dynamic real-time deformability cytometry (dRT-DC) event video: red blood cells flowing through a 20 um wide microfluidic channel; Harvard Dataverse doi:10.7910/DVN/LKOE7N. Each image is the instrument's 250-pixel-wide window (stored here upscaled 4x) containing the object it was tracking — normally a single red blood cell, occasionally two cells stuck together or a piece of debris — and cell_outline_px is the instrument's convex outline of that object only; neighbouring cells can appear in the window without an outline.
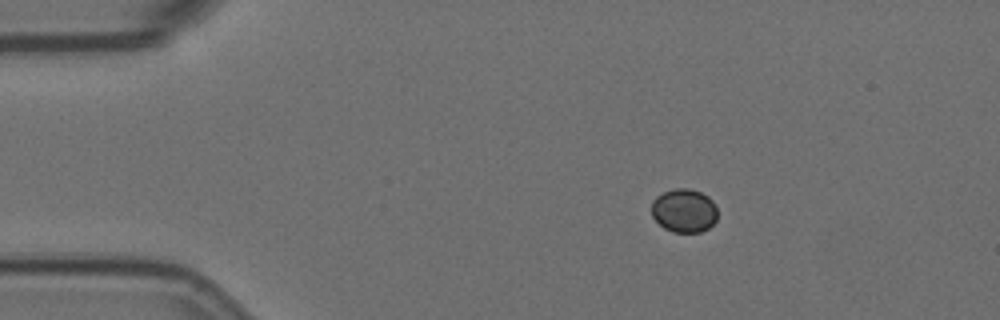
{"species": "Egyptian fruit bat (a non-hibernating species)", "species_latin": "Rousettus aegyptiacus", "temperature_condition": "room temperature", "stored_images_in_passage": 14, "camera_frame_rate_fps": 3000, "um_per_image_px": 0.085, "animal": {"sex": "female"}, "frame": {"image": 1, "passage_image": 2, "time_ms": 0.333, "image_size_px": [1000, 320], "cell_outline_px": [[716, 220], [708, 228], [700, 232], [672, 232], [664, 228], [652, 216], [652, 200], [656, 196], [664, 192], [676, 188], [688, 188], [700, 192], [708, 196], [716, 204]], "centroid_in_image_um": [58.14, 17.9], "position_along_channel_um": 26.9, "area_um2": 16.76}}
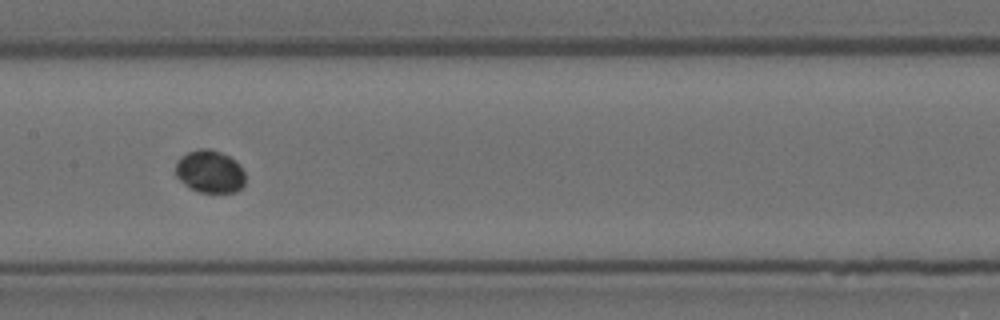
{"frame": {"image": 2, "passage_image": 7, "time_ms": 2.0, "image_size_px": [1000, 320], "cell_outline_px": [[244, 184], [236, 192], [200, 192], [188, 188], [176, 176], [176, 164], [180, 156], [188, 152], [200, 148], [212, 148], [236, 160], [240, 164], [244, 172]], "centroid_in_image_um": [17.83, 14.57], "position_along_channel_um": 189.6, "area_um2": 17.46}}
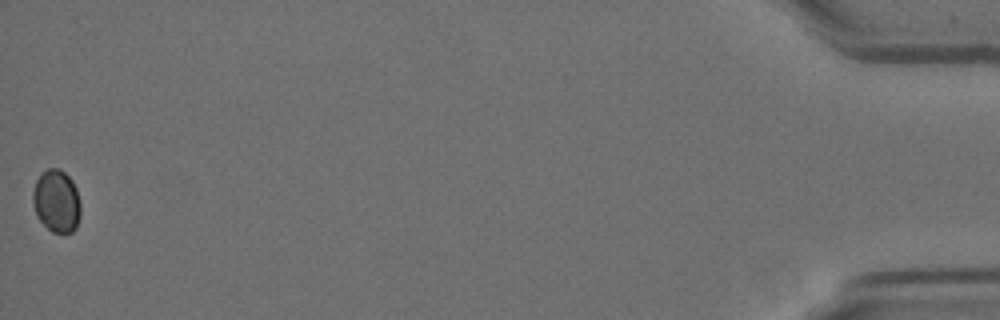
{"frame": {"image": 3, "passage_image": 14, "time_ms": 4.333, "image_size_px": [1000, 320], "cell_outline_px": [[80, 216], [76, 228], [72, 232], [64, 236], [52, 232], [36, 216], [32, 200], [32, 192], [36, 180], [48, 168], [60, 168], [72, 180], [76, 188], [80, 204]], "centroid_in_image_um": [4.81, 17.14], "position_along_channel_um": 430.4, "area_um2": 17.69}}